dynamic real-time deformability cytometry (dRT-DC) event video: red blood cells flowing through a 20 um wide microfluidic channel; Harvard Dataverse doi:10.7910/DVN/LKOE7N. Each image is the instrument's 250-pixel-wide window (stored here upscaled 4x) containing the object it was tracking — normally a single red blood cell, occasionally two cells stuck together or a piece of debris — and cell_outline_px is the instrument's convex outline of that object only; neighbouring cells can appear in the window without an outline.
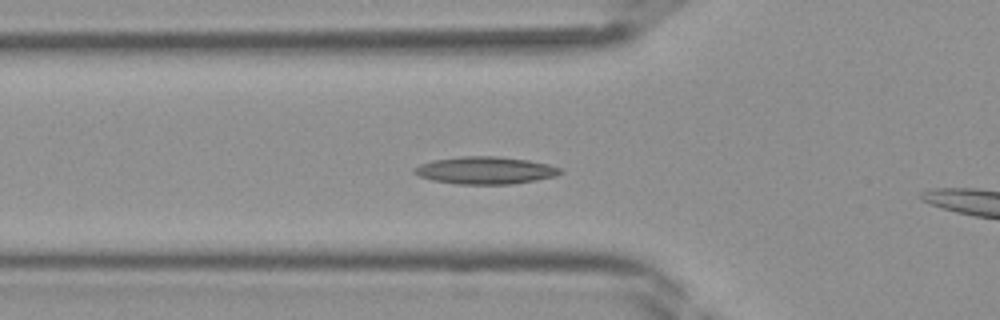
{"species": "Egyptian fruit bat (a non-hibernating species)", "species_latin": "Rousettus aegyptiacus", "temperature_condition": "room temperature", "stored_images_in_passage": 26, "camera_frame_rate_fps": 3000, "um_per_image_px": 0.085, "frame": {"image": 1, "passage_image": 4, "time_ms": 1.0, "image_size_px": [1000, 320], "cell_outline_px": [[564, 172], [556, 176], [536, 180], [512, 184], [456, 184], [432, 180], [420, 176], [412, 172], [412, 168], [420, 164], [432, 160], [460, 156], [500, 156], [528, 160], [548, 164], [564, 168]], "centroid_in_image_um": [41.27, 14.47], "position_along_channel_um": 84.5, "area_um2": 23.58}}
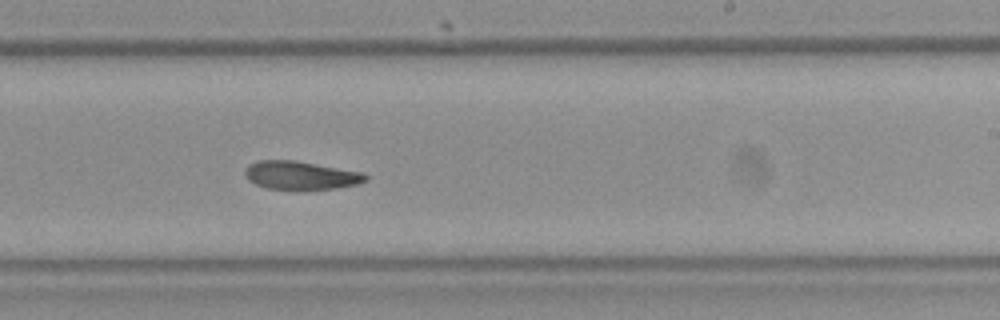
{"frame": {"image": 2, "passage_image": 15, "time_ms": 4.667, "image_size_px": [1000, 320], "cell_outline_px": [[368, 180], [356, 184], [336, 188], [304, 192], [268, 188], [256, 184], [248, 180], [244, 176], [244, 172], [248, 164], [260, 160], [296, 160], [364, 172], [368, 176]], "centroid_in_image_um": [25.57, 14.93], "position_along_channel_um": 263.4, "area_um2": 20.69}}
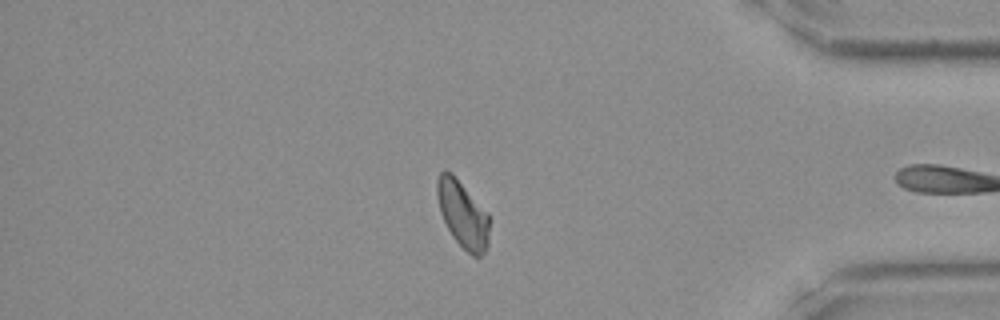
{"frame": {"image": 3, "passage_image": 25, "time_ms": 8.0, "image_size_px": [1000, 320], "cell_outline_px": [[488, 244], [484, 252], [480, 256], [472, 256], [452, 236], [440, 212], [436, 192], [436, 180], [440, 172], [444, 168], [452, 172], [488, 212]], "centroid_in_image_um": [39.31, 18.15], "position_along_channel_um": 395.9, "area_um2": 20.35}}